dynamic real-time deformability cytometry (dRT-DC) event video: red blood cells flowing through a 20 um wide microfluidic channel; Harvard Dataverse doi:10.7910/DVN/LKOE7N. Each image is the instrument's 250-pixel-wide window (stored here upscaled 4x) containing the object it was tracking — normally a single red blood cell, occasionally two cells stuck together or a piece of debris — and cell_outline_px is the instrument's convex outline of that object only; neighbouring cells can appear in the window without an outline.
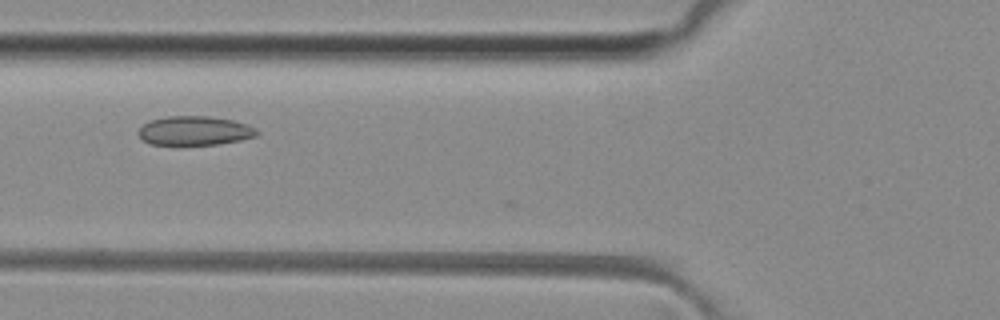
{"species": "common noctule bat (a hibernating species)", "species_latin": "Nyctalus noctula", "temperature_condition": "room temperature", "stored_images_in_passage": 12, "camera_frame_rate_fps": 3000, "um_per_image_px": 0.085, "animal": {"sex": "female", "body_mass_g": 29.2, "forearm_length_mm": 56.3}, "frame": {"image": 1, "passage_image": 10, "time_ms": 3.0, "image_size_px": [1000, 320], "cell_outline_px": [[260, 132], [256, 136], [240, 140], [216, 144], [152, 144], [144, 140], [136, 132], [144, 124], [152, 120], [168, 116], [208, 116], [232, 120], [248, 124], [256, 128]], "centroid_in_image_um": [16.58, 11.1], "position_along_channel_um": 109.2, "area_um2": 19.88}}